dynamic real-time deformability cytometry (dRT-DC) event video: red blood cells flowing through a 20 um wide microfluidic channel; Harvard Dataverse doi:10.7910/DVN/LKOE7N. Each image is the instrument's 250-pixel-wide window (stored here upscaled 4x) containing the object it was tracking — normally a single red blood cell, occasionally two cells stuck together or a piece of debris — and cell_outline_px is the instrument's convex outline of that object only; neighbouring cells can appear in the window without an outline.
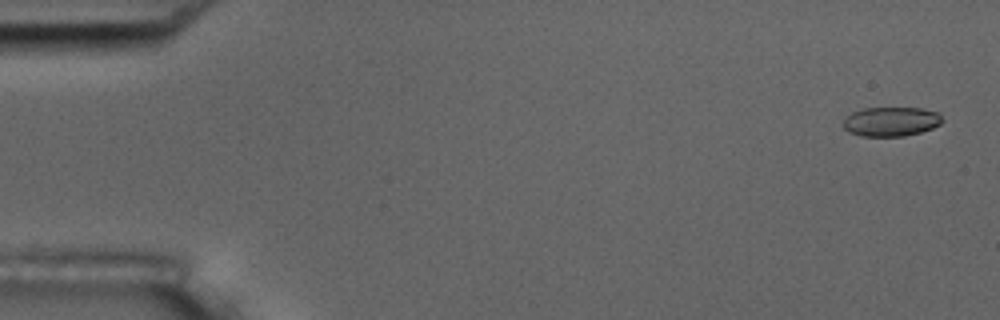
{"species": "common noctule bat (a hibernating species)", "species_latin": "Nyctalus noctula", "temperature_condition": "room temperature", "stored_images_in_passage": 4, "camera_frame_rate_fps": 3000, "um_per_image_px": 0.085, "animal": {"sex": "male", "body_mass_g": 17.5, "forearm_length_mm": 52.3}, "frame": {"image": 1, "passage_image": 1, "time_ms": 0.0, "image_size_px": [1000, 320], "cell_outline_px": [[944, 120], [940, 124], [932, 128], [920, 132], [904, 136], [860, 136], [848, 132], [840, 124], [852, 112], [864, 108], [924, 108], [940, 112]], "centroid_in_image_um": [75.75, 10.33], "position_along_channel_um": 9.2, "area_um2": 17.17}}
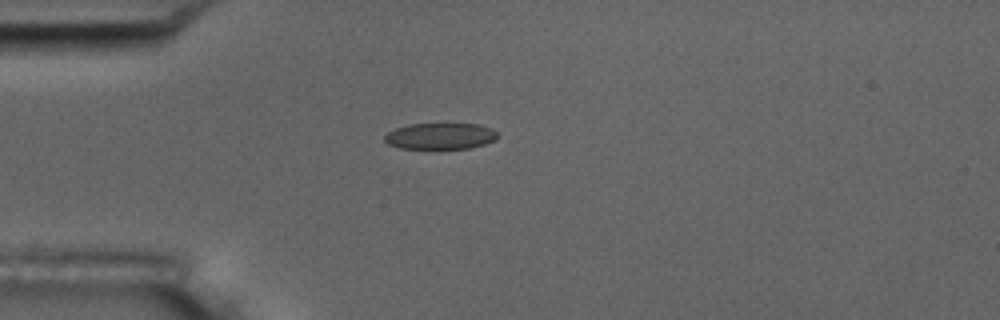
{"frame": {"image": 2, "passage_image": 4, "time_ms": 4.333, "image_size_px": [1000, 320], "cell_outline_px": [[496, 140], [484, 144], [468, 148], [400, 148], [388, 144], [384, 140], [384, 136], [388, 132], [396, 128], [408, 124], [480, 124], [492, 128], [496, 132]], "centroid_in_image_um": [37.42, 11.56], "position_along_channel_um": 47.6, "area_um2": 17.17}}